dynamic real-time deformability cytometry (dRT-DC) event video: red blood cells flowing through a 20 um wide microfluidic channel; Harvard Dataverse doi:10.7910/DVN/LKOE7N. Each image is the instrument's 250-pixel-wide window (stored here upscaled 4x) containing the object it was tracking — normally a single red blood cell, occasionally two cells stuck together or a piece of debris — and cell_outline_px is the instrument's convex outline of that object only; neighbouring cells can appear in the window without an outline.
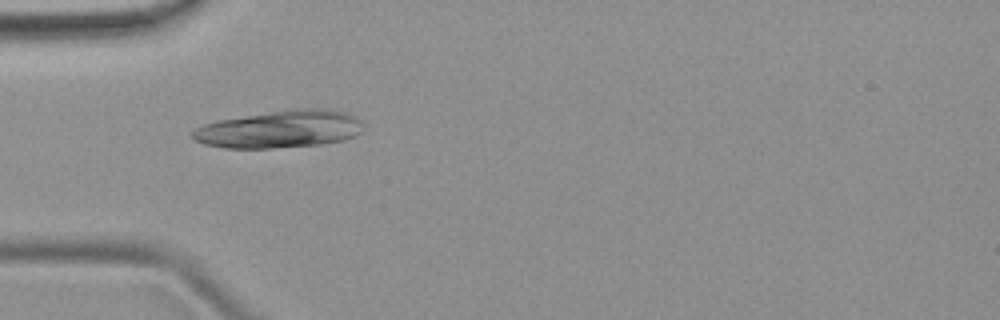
{"species": "common noctule bat (a hibernating species)", "species_latin": "Nyctalus noctula", "temperature_condition": "room temperature", "stored_images_in_passage": 7, "camera_frame_rate_fps": 3000, "um_per_image_px": 0.085, "animal": {"sex": "female", "body_mass_g": 19.9}, "frame": {"image": 1, "passage_image": 4, "time_ms": 4.333, "image_size_px": [1000, 320], "cell_outline_px": [[364, 128], [356, 136], [344, 140], [324, 144], [272, 148], [224, 148], [204, 144], [196, 140], [192, 136], [192, 132], [196, 128], [204, 124], [216, 120], [276, 112], [308, 108], [328, 108], [344, 112], [356, 116], [360, 120]], "centroid_in_image_um": [23.83, 11.0], "position_along_channel_um": 61.2, "area_um2": 37.05}}
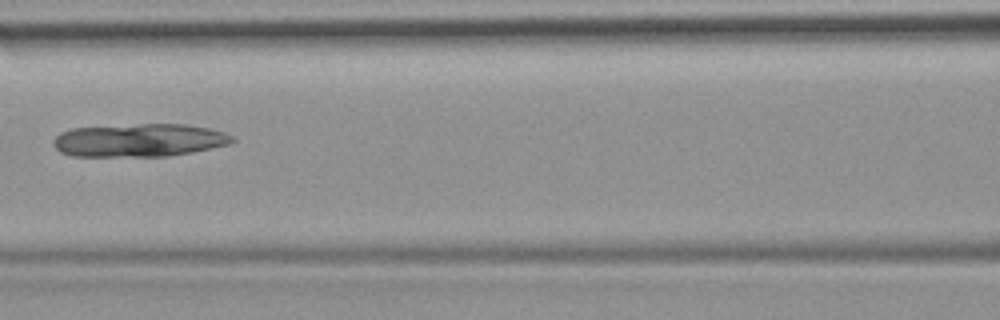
{"frame": {"image": 2, "passage_image": 6, "time_ms": 6.667, "image_size_px": [1000, 320], "cell_outline_px": [[236, 140], [232, 144], [192, 152], [168, 156], [72, 156], [60, 152], [52, 144], [52, 140], [60, 132], [72, 128], [140, 124], [188, 124], [208, 128], [224, 132], [232, 136]], "centroid_in_image_um": [11.84, 11.92], "position_along_channel_um": 154.8, "area_um2": 34.68}}
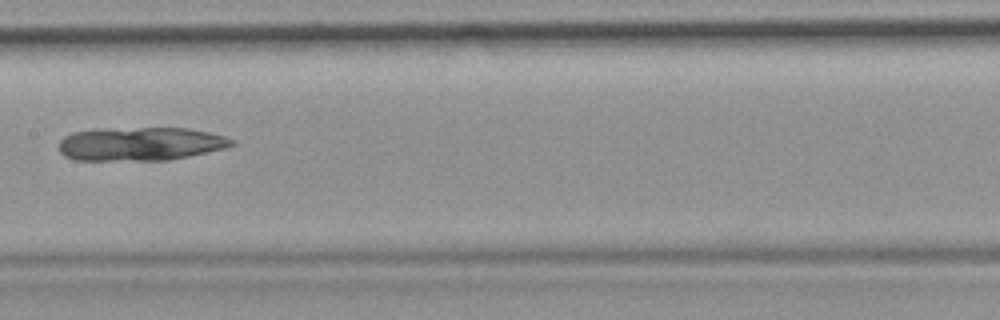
{"frame": {"image": 3, "passage_image": 7, "time_ms": 7.667, "image_size_px": [1000, 320], "cell_outline_px": [[236, 144], [224, 148], [188, 156], [168, 160], [72, 160], [64, 156], [60, 152], [60, 140], [64, 136], [72, 132], [96, 128], [188, 128], [208, 132], [224, 136], [236, 140]], "centroid_in_image_um": [11.9, 12.22], "position_along_channel_um": 195.5, "area_um2": 33.99}}